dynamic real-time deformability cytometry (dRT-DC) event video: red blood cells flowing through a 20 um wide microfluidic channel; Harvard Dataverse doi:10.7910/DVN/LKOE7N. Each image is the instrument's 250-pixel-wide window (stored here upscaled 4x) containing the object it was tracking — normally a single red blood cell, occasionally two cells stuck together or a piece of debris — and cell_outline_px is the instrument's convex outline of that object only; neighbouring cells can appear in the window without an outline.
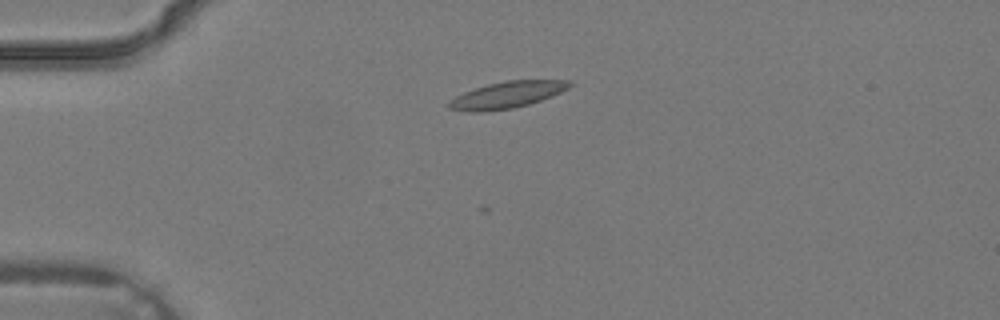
{"species": "common noctule bat (a hibernating species)", "species_latin": "Nyctalus noctula", "temperature_condition": "warm", "stored_images_in_passage": 1, "camera_frame_rate_fps": 3000, "um_per_image_px": 0.085, "animal": {"sex": "male", "body_mass_g": 19.2, "forearm_length_mm": 51.8}, "frame": {"image": 1, "passage_image": 1, "time_ms": 0.0, "image_size_px": [1000, 320], "cell_outline_px": [[572, 84], [568, 88], [552, 96], [528, 104], [512, 108], [480, 112], [472, 112], [448, 108], [448, 104], [456, 96], [464, 92], [488, 84], [508, 80], [572, 80]], "centroid_in_image_um": [43.12, 8.06], "position_along_channel_um": 41.9, "area_um2": 18.38}}